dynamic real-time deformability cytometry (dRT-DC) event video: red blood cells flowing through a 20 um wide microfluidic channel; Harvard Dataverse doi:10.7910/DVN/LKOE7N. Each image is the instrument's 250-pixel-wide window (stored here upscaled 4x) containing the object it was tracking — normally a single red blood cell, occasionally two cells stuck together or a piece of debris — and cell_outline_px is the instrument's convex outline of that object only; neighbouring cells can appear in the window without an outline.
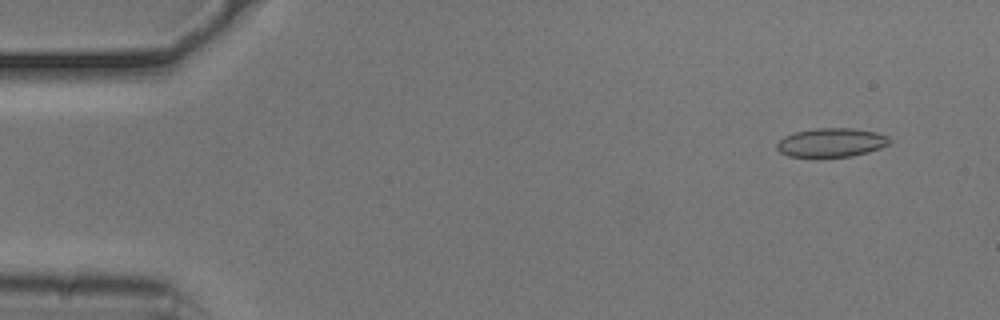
{"species": "common noctule bat (a hibernating species)", "species_latin": "Nyctalus noctula", "temperature_condition": "cold", "stored_images_in_passage": 54, "camera_frame_rate_fps": 3000, "um_per_image_px": 0.085, "animal": {"sex": "male", "body_mass_g": 20.5, "forearm_length_mm": 52.5}, "frame": {"image": 1, "passage_image": 4, "time_ms": 1.0, "image_size_px": [1000, 320], "cell_outline_px": [[892, 140], [888, 144], [880, 148], [868, 152], [852, 156], [788, 156], [780, 152], [776, 148], [776, 144], [784, 136], [796, 132], [816, 128], [852, 128], [876, 132], [888, 136]], "centroid_in_image_um": [70.68, 12.1], "position_along_channel_um": 14.3, "area_um2": 18.79}}
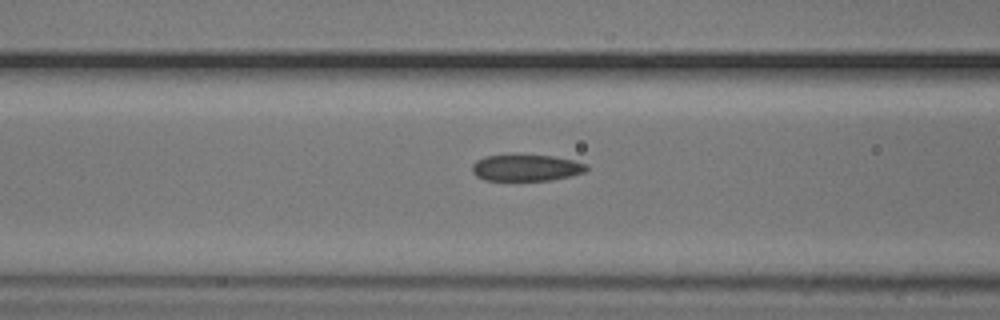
{"frame": {"image": 2, "passage_image": 21, "time_ms": 6.667, "image_size_px": [1000, 320], "cell_outline_px": [[588, 168], [584, 172], [552, 180], [484, 180], [476, 176], [472, 172], [472, 164], [476, 160], [484, 156], [512, 152], [520, 152], [556, 156], [588, 164]], "centroid_in_image_um": [44.67, 14.2], "position_along_channel_um": 121.9, "area_um2": 18.55}}
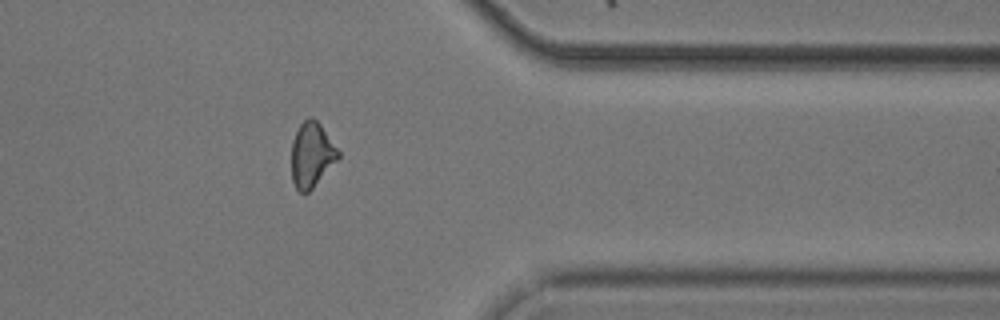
{"frame": {"image": 3, "passage_image": 43, "time_ms": 14.0, "image_size_px": [1000, 320], "cell_outline_px": [[340, 156], [312, 188], [308, 192], [300, 192], [296, 188], [292, 180], [292, 140], [300, 124], [308, 116], [312, 116], [320, 124], [340, 152]], "centroid_in_image_um": [26.48, 13.13], "position_along_channel_um": 384.9, "area_um2": 17.4}, "authors_computed_cell_mechanics": {"area_um2": 18.0336, "velocity_mm_per_s": 3.7564, "shape_relaxation_time_tau1_ms": 5.3781, "shape_relaxation_time_tau2_ms": 2.1275, "deformation_change_tau1": 0.1483, "deformation_change_tau2": 0.0977}}